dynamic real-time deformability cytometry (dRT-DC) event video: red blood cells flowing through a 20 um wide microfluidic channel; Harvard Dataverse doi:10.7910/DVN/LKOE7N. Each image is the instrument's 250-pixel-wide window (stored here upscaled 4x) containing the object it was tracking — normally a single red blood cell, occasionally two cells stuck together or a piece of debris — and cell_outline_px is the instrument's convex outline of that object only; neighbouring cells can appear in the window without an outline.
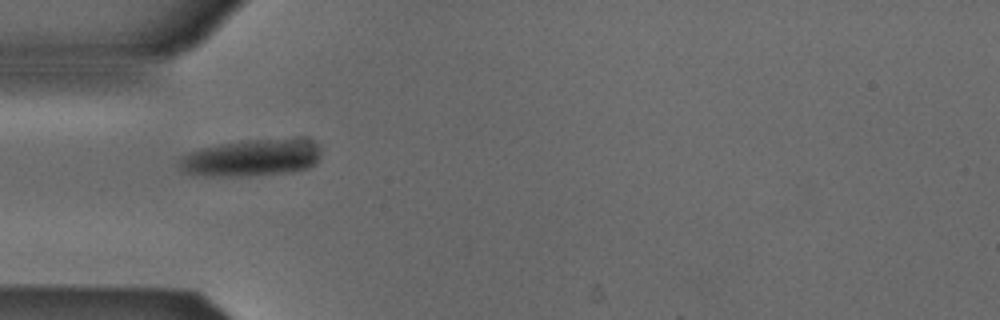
{"species": "Egyptian fruit bat (a non-hibernating species)", "species_latin": "Rousettus aegyptiacus", "temperature_condition": "cold", "stored_images_in_passage": 38, "camera_frame_rate_fps": 3000, "um_per_image_px": 0.085, "animal": {"sex": "male"}, "frame": {"image": 1, "passage_image": 1, "time_ms": 0.0, "image_size_px": [1000, 320], "cell_outline_px": [[320, 156], [308, 168], [292, 172], [236, 176], [212, 176], [180, 172], [176, 168], [176, 164], [180, 156], [188, 152], [200, 148], [220, 144], [248, 140], [308, 140], [320, 144]], "centroid_in_image_um": [21.27, 13.43], "position_along_channel_um": 63.7, "area_um2": 30.4}}
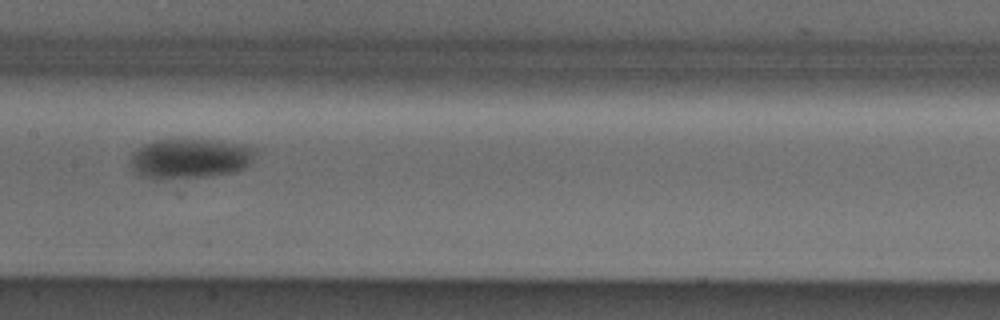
{"frame": {"image": 2, "passage_image": 11, "time_ms": 3.333, "image_size_px": [1000, 320], "cell_outline_px": [[256, 152], [252, 160], [244, 168], [236, 172], [212, 176], [140, 176], [132, 168], [132, 152], [144, 144], [156, 140], [220, 140], [248, 144], [256, 148]], "centroid_in_image_um": [16.26, 13.42], "position_along_channel_um": 191.1, "area_um2": 28.44}}
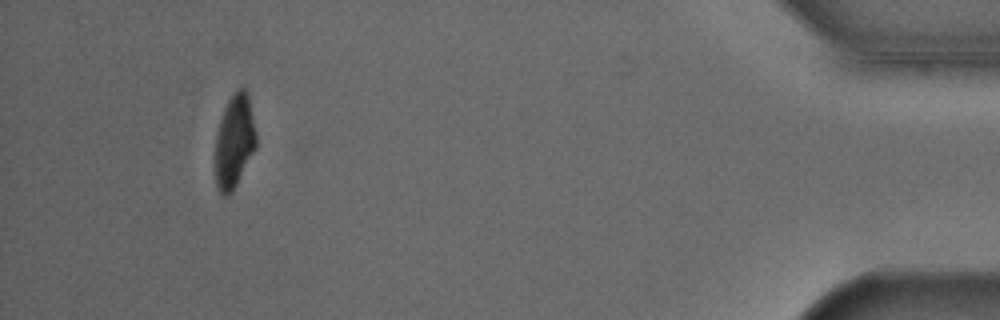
{"frame": {"image": 3, "passage_image": 34, "time_ms": 11.0, "image_size_px": [1000, 320], "cell_outline_px": [[256, 148], [232, 192], [228, 196], [220, 196], [216, 188], [216, 136], [220, 120], [224, 108], [232, 92], [236, 88], [244, 88], [248, 92], [256, 132]], "centroid_in_image_um": [19.93, 12.01], "position_along_channel_um": 415.3, "area_um2": 22.43}, "authors_computed_cell_mechanics": {"area_um2": 26.9637, "velocity_mm_per_s": 3.867, "shape_relaxation_time_tau1_ms": 2.1335, "shape_relaxation_time_tau2_ms": null, "deformation_change_tau1": 0.1086, "deformation_change_tau2": null}}